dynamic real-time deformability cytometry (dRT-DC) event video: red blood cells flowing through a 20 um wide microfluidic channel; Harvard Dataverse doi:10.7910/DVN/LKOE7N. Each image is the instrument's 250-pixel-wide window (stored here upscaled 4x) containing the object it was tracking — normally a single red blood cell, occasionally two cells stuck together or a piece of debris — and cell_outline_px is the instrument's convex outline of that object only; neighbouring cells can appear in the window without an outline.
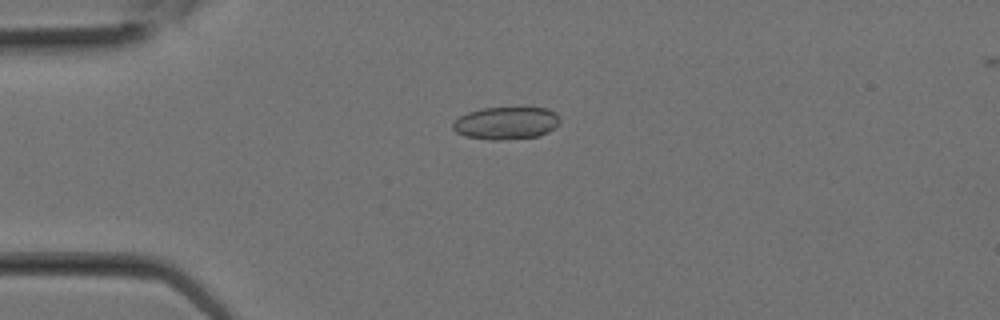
{"species": "Egyptian fruit bat (a non-hibernating species)", "species_latin": "Rousettus aegyptiacus", "temperature_condition": "room temperature", "stored_images_in_passage": 10, "camera_frame_rate_fps": 3000, "um_per_image_px": 0.085, "animal": {"sex": "female"}, "frame": {"image": 1, "passage_image": 7, "time_ms": 2.0, "image_size_px": [1000, 320], "cell_outline_px": [[560, 124], [556, 128], [548, 132], [536, 136], [504, 140], [492, 140], [464, 136], [456, 132], [452, 128], [452, 124], [460, 116], [468, 112], [480, 108], [548, 108], [556, 112], [560, 120]], "centroid_in_image_um": [43.04, 10.46], "position_along_channel_um": 42.0, "area_um2": 20.4}}
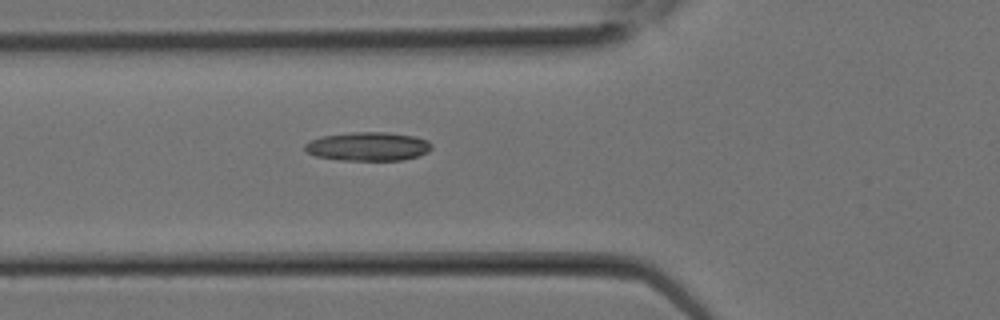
{"frame": {"image": 2, "passage_image": 10, "time_ms": 3.0, "image_size_px": [1000, 320], "cell_outline_px": [[432, 148], [428, 152], [404, 160], [340, 160], [316, 156], [308, 152], [304, 148], [304, 144], [308, 140], [324, 136], [352, 132], [384, 132], [412, 136], [428, 140], [432, 144]], "centroid_in_image_um": [31.28, 12.45], "position_along_channel_um": 94.5, "area_um2": 21.15}}